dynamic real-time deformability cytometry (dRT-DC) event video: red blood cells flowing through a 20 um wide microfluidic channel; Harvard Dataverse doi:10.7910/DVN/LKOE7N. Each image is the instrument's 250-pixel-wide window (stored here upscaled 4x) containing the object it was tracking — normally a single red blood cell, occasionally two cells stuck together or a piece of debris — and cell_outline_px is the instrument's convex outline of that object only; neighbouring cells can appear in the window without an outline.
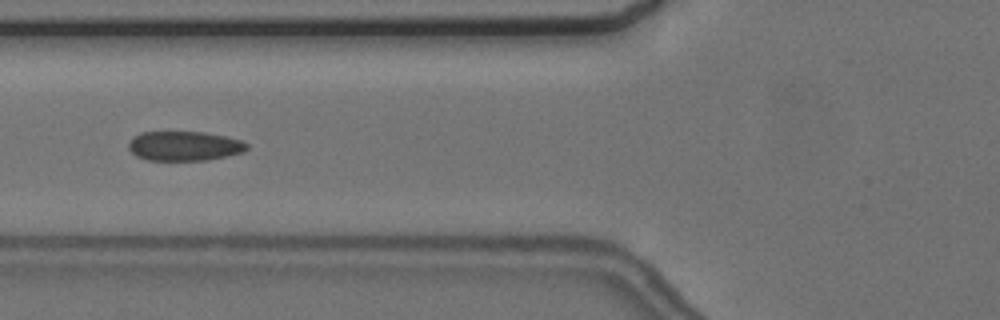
{"species": "common noctule bat (a hibernating species)", "species_latin": "Nyctalus noctula", "temperature_condition": "cold", "stored_images_in_passage": 6, "camera_frame_rate_fps": 3000, "um_per_image_px": 0.085, "animal": {"sex": "female", "body_mass_g": 24.6, "forearm_length_mm": 56.2}, "frame": {"image": 1, "passage_image": 6, "time_ms": 6.333, "image_size_px": [1000, 320], "cell_outline_px": [[248, 148], [244, 152], [208, 160], [148, 160], [136, 156], [128, 148], [128, 144], [132, 136], [140, 132], [204, 132], [224, 136], [240, 140], [248, 144]], "centroid_in_image_um": [15.64, 12.41], "position_along_channel_um": 110.2, "area_um2": 20.4}}